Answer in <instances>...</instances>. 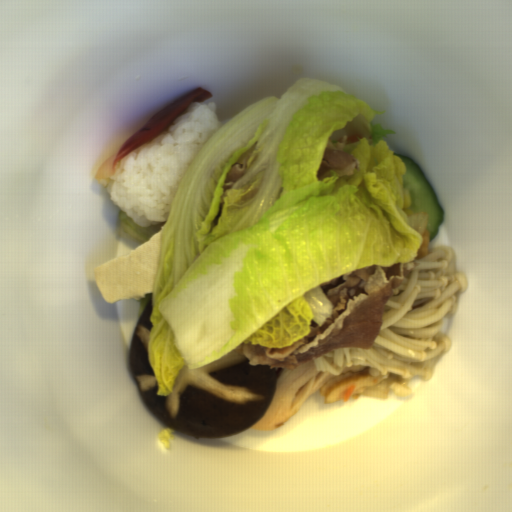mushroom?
<instances>
[{"mask_svg": "<svg viewBox=\"0 0 512 512\" xmlns=\"http://www.w3.org/2000/svg\"><path fill=\"white\" fill-rule=\"evenodd\" d=\"M149 299L132 333L128 365L130 378L148 411L171 431L195 439L225 438L256 424L269 410L276 383L287 369L250 365L233 350L212 362L188 369L183 365L173 392L157 395L158 382L149 364L147 338L153 323Z\"/></svg>", "mask_w": 512, "mask_h": 512, "instance_id": "1", "label": "mushroom"}]
</instances>
